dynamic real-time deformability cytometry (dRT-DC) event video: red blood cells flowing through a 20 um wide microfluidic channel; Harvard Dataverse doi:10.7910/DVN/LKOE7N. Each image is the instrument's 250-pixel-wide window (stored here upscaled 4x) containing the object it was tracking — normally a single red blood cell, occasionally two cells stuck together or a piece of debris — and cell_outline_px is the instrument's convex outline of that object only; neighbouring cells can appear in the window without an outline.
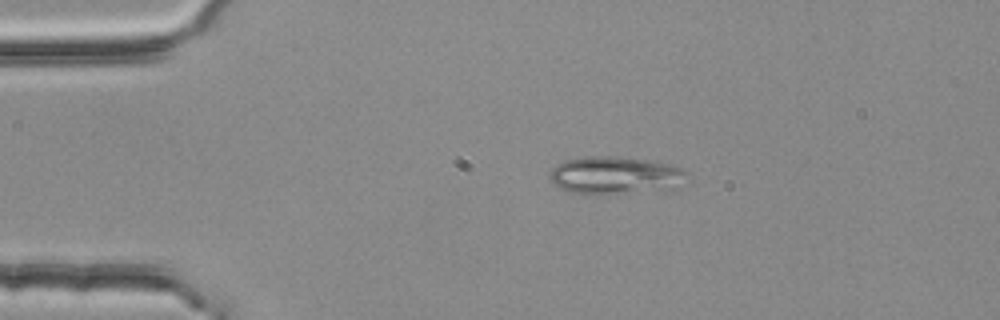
{"species": "common noctule bat (a hibernating species)", "species_latin": "Nyctalus noctula", "temperature_condition": "room temperature", "stored_images_in_passage": 3, "camera_frame_rate_fps": 3000, "um_per_image_px": 0.085, "animal": {"sex": "female", "body_mass_g": 25.1}, "frame": {"image": 1, "passage_image": 2, "time_ms": 0.333, "image_size_px": [1000, 320], "cell_outline_px": [[692, 176], [672, 192], [572, 192], [560, 188], [548, 176], [552, 168], [556, 164], [564, 160], [588, 156], [608, 156], [652, 160], [672, 164], [684, 168]], "centroid_in_image_um": [52.48, 14.89], "position_along_channel_um": 32.5, "area_um2": 30.52}}